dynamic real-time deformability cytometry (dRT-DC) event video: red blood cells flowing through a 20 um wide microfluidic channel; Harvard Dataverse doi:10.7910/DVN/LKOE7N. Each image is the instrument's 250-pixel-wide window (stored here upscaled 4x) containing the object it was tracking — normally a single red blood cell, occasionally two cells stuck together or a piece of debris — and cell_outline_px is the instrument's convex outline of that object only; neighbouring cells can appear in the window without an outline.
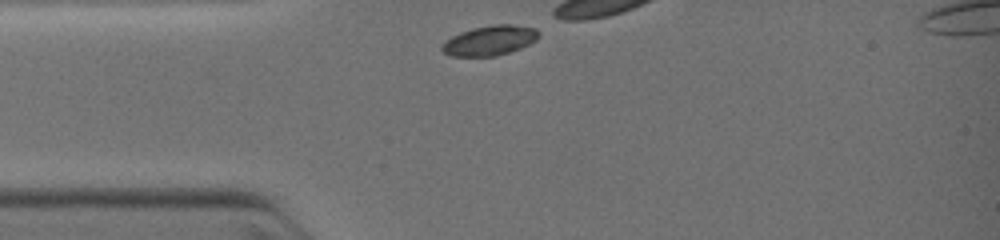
{"species": "common noctule bat (a hibernating species)", "species_latin": "Nyctalus noctula", "temperature_condition": "warm", "stored_images_in_passage": 28, "camera_frame_rate_fps": 3000, "um_per_image_px": 0.085, "animal": {"sex": "female", "body_mass_g": 19.0, "forearm_length_mm": 51.5}, "frame": {"image": 1, "passage_image": 1, "time_ms": 0.0, "image_size_px": [1000, 240], "cell_outline_px": [[540, 36], [536, 40], [520, 48], [496, 56], [452, 56], [444, 52], [440, 48], [440, 44], [452, 36], [460, 32], [472, 28], [492, 24], [512, 24], [536, 28], [540, 32]], "centroid_in_image_um": [41.63, 3.43], "position_along_channel_um": 43.4, "area_um2": 16.94}}